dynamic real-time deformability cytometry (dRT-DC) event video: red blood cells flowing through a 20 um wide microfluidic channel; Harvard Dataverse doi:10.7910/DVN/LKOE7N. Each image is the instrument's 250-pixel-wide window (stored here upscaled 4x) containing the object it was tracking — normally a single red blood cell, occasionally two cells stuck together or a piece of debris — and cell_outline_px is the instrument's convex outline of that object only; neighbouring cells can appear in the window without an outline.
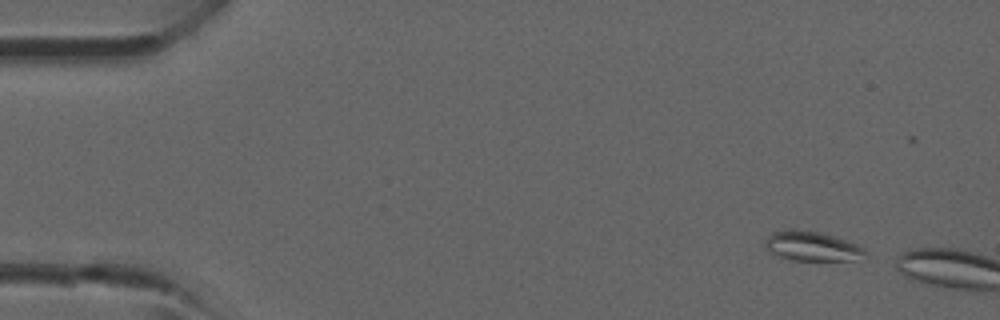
{"species": "common noctule bat (a hibernating species)", "species_latin": "Nyctalus noctula", "temperature_condition": "room temperature", "stored_images_in_passage": 4, "camera_frame_rate_fps": 3000, "um_per_image_px": 0.085, "animal": {"sex": "male", "forearm_length_mm": 52.5}, "frame": {"image": 1, "passage_image": 1, "time_ms": 0.0, "image_size_px": [1000, 320], "cell_outline_px": [[868, 252], [852, 260], [792, 260], [780, 256], [764, 248], [764, 240], [772, 232], [792, 228], [796, 228], [816, 232], [832, 236], [856, 244], [864, 248]], "centroid_in_image_um": [68.94, 20.91], "position_along_channel_um": 16.1, "area_um2": 16.99}}